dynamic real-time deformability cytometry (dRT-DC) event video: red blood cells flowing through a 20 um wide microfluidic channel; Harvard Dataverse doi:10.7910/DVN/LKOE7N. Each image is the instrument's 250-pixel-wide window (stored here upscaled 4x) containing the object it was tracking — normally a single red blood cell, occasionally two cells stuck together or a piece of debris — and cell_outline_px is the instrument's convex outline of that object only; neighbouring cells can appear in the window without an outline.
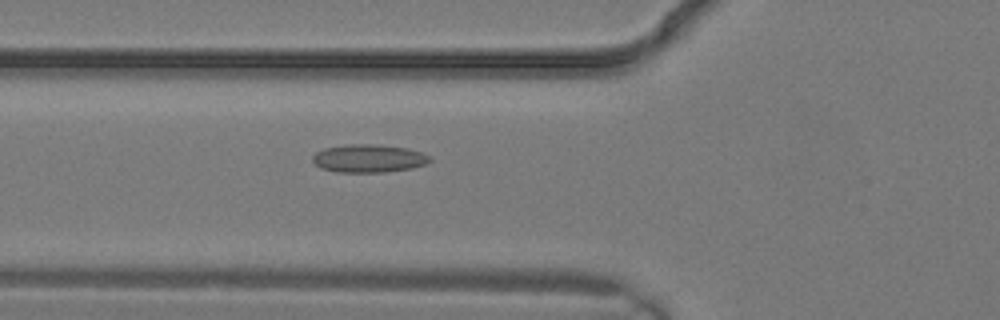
{"species": "common noctule bat (a hibernating species)", "species_latin": "Nyctalus noctula", "temperature_condition": "warm", "stored_images_in_passage": 4, "camera_frame_rate_fps": 3000, "um_per_image_px": 0.085, "animal": {"sex": "male", "body_mass_g": 19.2, "forearm_length_mm": 51.8}, "frame": {"image": 1, "passage_image": 4, "time_ms": 1.0, "image_size_px": [1000, 320], "cell_outline_px": [[432, 160], [424, 164], [412, 168], [384, 172], [336, 172], [320, 168], [312, 160], [312, 156], [316, 152], [324, 148], [348, 144], [376, 144], [408, 148], [432, 156]], "centroid_in_image_um": [31.34, 13.46], "position_along_channel_um": 94.5, "area_um2": 19.25}}